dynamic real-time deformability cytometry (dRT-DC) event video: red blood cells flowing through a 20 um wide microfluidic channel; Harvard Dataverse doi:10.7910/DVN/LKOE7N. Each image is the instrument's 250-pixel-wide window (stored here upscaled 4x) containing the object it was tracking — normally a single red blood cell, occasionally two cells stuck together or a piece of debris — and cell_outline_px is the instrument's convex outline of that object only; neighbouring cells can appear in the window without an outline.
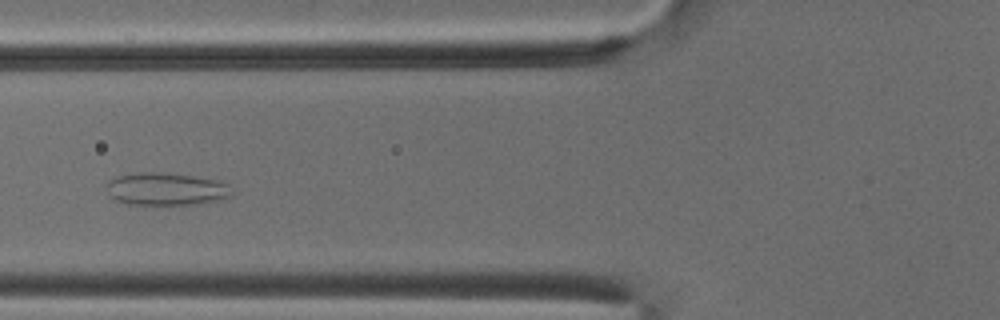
{"species": "common noctule bat (a hibernating species)", "species_latin": "Nyctalus noctula", "temperature_condition": "cold", "stored_images_in_passage": 52, "camera_frame_rate_fps": 3000, "um_per_image_px": 0.085, "animal": {"sex": "male", "body_mass_g": 18.8}, "frame": {"image": 1, "passage_image": 20, "time_ms": 6.333, "image_size_px": [1000, 320], "cell_outline_px": [[232, 196], [200, 204], [124, 204], [112, 200], [108, 184], [108, 180], [116, 176], [136, 172], [152, 172], [192, 176], [216, 180], [228, 184]], "centroid_in_image_um": [14.08, 16.07], "position_along_channel_um": 111.7, "area_um2": 23.58}}
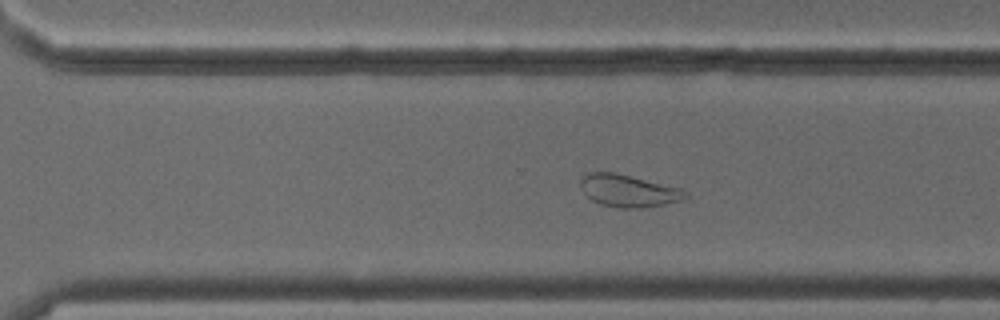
{"frame": {"image": 2, "passage_image": 36, "time_ms": 11.667, "image_size_px": [1000, 320], "cell_outline_px": [[688, 196], [680, 200], [664, 204], [640, 208], [620, 208], [600, 204], [592, 200], [580, 188], [580, 180], [584, 176], [592, 172], [616, 172], [680, 188], [688, 192]], "centroid_in_image_um": [53.4, 16.21], "position_along_channel_um": 317.2, "area_um2": 19.59}}
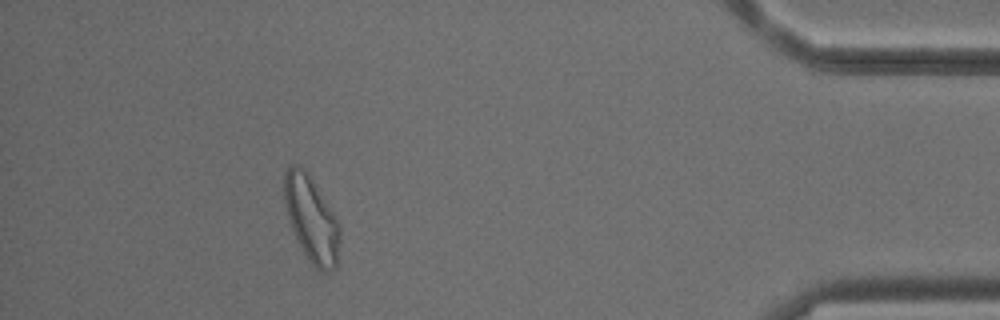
{"frame": {"image": 3, "passage_image": 47, "time_ms": 15.333, "image_size_px": [1000, 320], "cell_outline_px": [[340, 240], [336, 268], [328, 272], [320, 272], [312, 264], [304, 252], [292, 228], [288, 216], [284, 200], [284, 172], [288, 164], [292, 164], [304, 168], [308, 172], [332, 212], [340, 228]], "centroid_in_image_um": [26.47, 18.61], "position_along_channel_um": 408.7, "area_um2": 27.4}, "authors_computed_cell_mechanics": {"area_um2": 26.9348, "velocity_mm_per_s": 3.856, "shape_relaxation_time_tau1_ms": null, "shape_relaxation_time_tau2_ms": 1.5404, "deformation_change_tau1": null, "deformation_change_tau2": 0.0813}}